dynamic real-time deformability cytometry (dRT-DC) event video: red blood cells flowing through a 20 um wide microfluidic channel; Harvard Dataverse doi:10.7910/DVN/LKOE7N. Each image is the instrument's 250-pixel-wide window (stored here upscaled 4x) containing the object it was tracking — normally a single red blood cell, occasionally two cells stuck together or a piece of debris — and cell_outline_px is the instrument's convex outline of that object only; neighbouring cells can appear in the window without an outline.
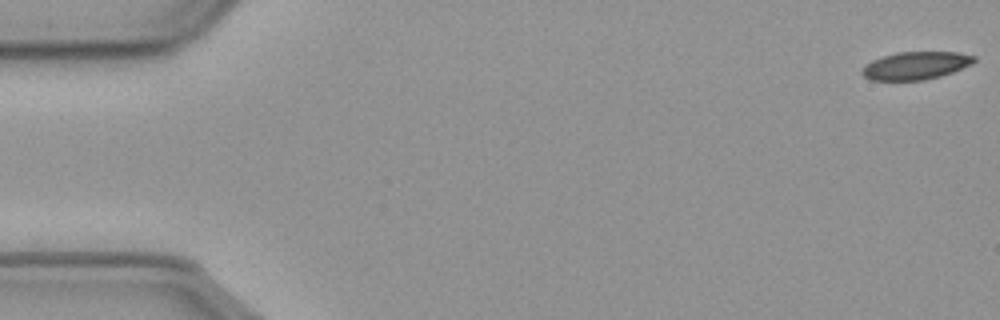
{"species": "common noctule bat (a hibernating species)", "species_latin": "Nyctalus noctula", "temperature_condition": "cold", "stored_images_in_passage": 57, "camera_frame_rate_fps": 3000, "um_per_image_px": 0.085, "animal": {"sex": "male", "body_mass_g": 23.1, "forearm_length_mm": 52.7}, "frame": {"image": 1, "passage_image": 1, "time_ms": 0.0, "image_size_px": [1000, 320], "cell_outline_px": [[976, 60], [972, 64], [952, 72], [940, 76], [924, 80], [868, 80], [860, 72], [872, 60], [896, 52], [956, 52], [976, 56]], "centroid_in_image_um": [77.85, 5.57], "position_along_channel_um": 7.1, "area_um2": 18.03}}
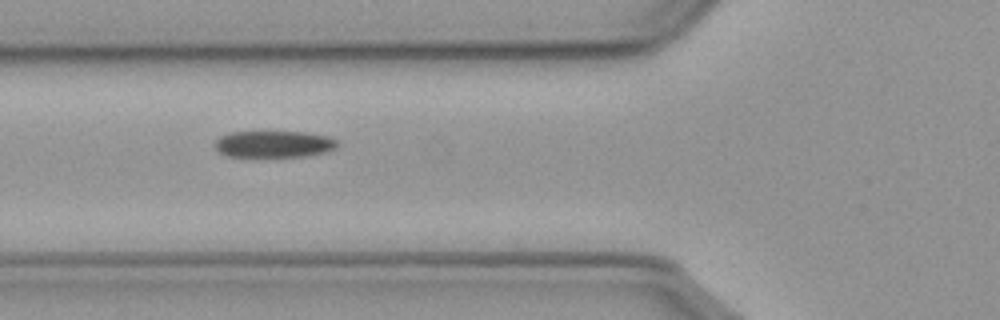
{"frame": {"image": 2, "passage_image": 21, "time_ms": 6.667, "image_size_px": [1000, 320], "cell_outline_px": [[340, 144], [336, 148], [324, 152], [304, 156], [228, 156], [220, 152], [216, 148], [216, 140], [220, 136], [232, 132], [308, 132], [328, 136], [336, 140]], "centroid_in_image_um": [23.32, 12.24], "position_along_channel_um": 102.5, "area_um2": 18.84}}
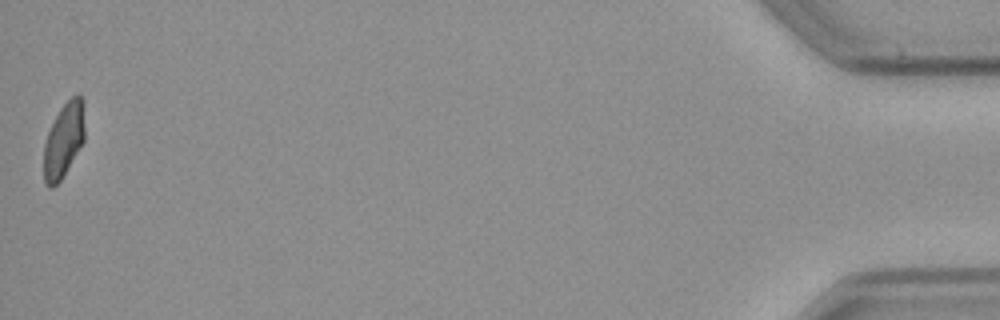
{"frame": {"image": 3, "passage_image": 57, "time_ms": 18.667, "image_size_px": [1000, 320], "cell_outline_px": [[84, 140], [60, 180], [52, 188], [48, 188], [44, 180], [44, 144], [48, 132], [60, 108], [72, 96], [80, 96], [84, 100]], "centroid_in_image_um": [5.41, 11.9], "position_along_channel_um": 429.8, "area_um2": 17.51}, "authors_computed_cell_mechanics": {"area_um2": 19.4786, "velocity_mm_per_s": 3.5938, "shape_relaxation_time_tau1_ms": 4.6859, "shape_relaxation_time_tau2_ms": 7.6804, "deformation_change_tau1": 0.1214, "deformation_change_tau2": 0.1151}}